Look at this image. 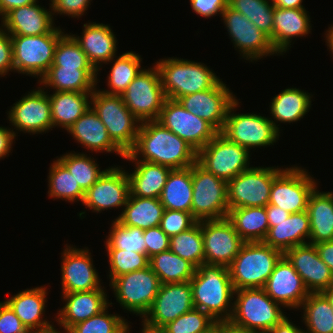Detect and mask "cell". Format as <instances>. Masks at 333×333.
Masks as SVG:
<instances>
[{
  "label": "cell",
  "mask_w": 333,
  "mask_h": 333,
  "mask_svg": "<svg viewBox=\"0 0 333 333\" xmlns=\"http://www.w3.org/2000/svg\"><path fill=\"white\" fill-rule=\"evenodd\" d=\"M125 159L183 169L197 161V152L178 135L153 120L141 122L135 146L124 156Z\"/></svg>",
  "instance_id": "obj_1"
},
{
  "label": "cell",
  "mask_w": 333,
  "mask_h": 333,
  "mask_svg": "<svg viewBox=\"0 0 333 333\" xmlns=\"http://www.w3.org/2000/svg\"><path fill=\"white\" fill-rule=\"evenodd\" d=\"M190 284L194 308L205 312L214 321L230 320L235 290L228 267L202 264L197 267Z\"/></svg>",
  "instance_id": "obj_2"
},
{
  "label": "cell",
  "mask_w": 333,
  "mask_h": 333,
  "mask_svg": "<svg viewBox=\"0 0 333 333\" xmlns=\"http://www.w3.org/2000/svg\"><path fill=\"white\" fill-rule=\"evenodd\" d=\"M155 64L166 98L172 100L211 89L220 80L213 70L201 62L169 57Z\"/></svg>",
  "instance_id": "obj_3"
},
{
  "label": "cell",
  "mask_w": 333,
  "mask_h": 333,
  "mask_svg": "<svg viewBox=\"0 0 333 333\" xmlns=\"http://www.w3.org/2000/svg\"><path fill=\"white\" fill-rule=\"evenodd\" d=\"M282 256L263 241L245 242L228 266L234 290L263 288Z\"/></svg>",
  "instance_id": "obj_4"
},
{
  "label": "cell",
  "mask_w": 333,
  "mask_h": 333,
  "mask_svg": "<svg viewBox=\"0 0 333 333\" xmlns=\"http://www.w3.org/2000/svg\"><path fill=\"white\" fill-rule=\"evenodd\" d=\"M97 89L90 98L91 108L105 125L112 141L127 154L135 146L141 121L126 107L121 95Z\"/></svg>",
  "instance_id": "obj_5"
},
{
  "label": "cell",
  "mask_w": 333,
  "mask_h": 333,
  "mask_svg": "<svg viewBox=\"0 0 333 333\" xmlns=\"http://www.w3.org/2000/svg\"><path fill=\"white\" fill-rule=\"evenodd\" d=\"M280 307L263 288L235 290L230 320L251 332H267L286 317Z\"/></svg>",
  "instance_id": "obj_6"
},
{
  "label": "cell",
  "mask_w": 333,
  "mask_h": 333,
  "mask_svg": "<svg viewBox=\"0 0 333 333\" xmlns=\"http://www.w3.org/2000/svg\"><path fill=\"white\" fill-rule=\"evenodd\" d=\"M65 33L57 28L41 35H10L14 72L37 77L47 73L53 63L55 48Z\"/></svg>",
  "instance_id": "obj_7"
},
{
  "label": "cell",
  "mask_w": 333,
  "mask_h": 333,
  "mask_svg": "<svg viewBox=\"0 0 333 333\" xmlns=\"http://www.w3.org/2000/svg\"><path fill=\"white\" fill-rule=\"evenodd\" d=\"M238 99L230 106L222 134L230 141L244 147L249 152L253 148L274 145L280 132L271 122V118L253 113H235L239 107ZM235 110V112H234Z\"/></svg>",
  "instance_id": "obj_8"
},
{
  "label": "cell",
  "mask_w": 333,
  "mask_h": 333,
  "mask_svg": "<svg viewBox=\"0 0 333 333\" xmlns=\"http://www.w3.org/2000/svg\"><path fill=\"white\" fill-rule=\"evenodd\" d=\"M193 198L191 214L197 220L228 216L227 182L208 172L197 161L191 166Z\"/></svg>",
  "instance_id": "obj_9"
},
{
  "label": "cell",
  "mask_w": 333,
  "mask_h": 333,
  "mask_svg": "<svg viewBox=\"0 0 333 333\" xmlns=\"http://www.w3.org/2000/svg\"><path fill=\"white\" fill-rule=\"evenodd\" d=\"M109 286L123 309L143 318L150 310L161 282L151 267L147 266L114 278Z\"/></svg>",
  "instance_id": "obj_10"
},
{
  "label": "cell",
  "mask_w": 333,
  "mask_h": 333,
  "mask_svg": "<svg viewBox=\"0 0 333 333\" xmlns=\"http://www.w3.org/2000/svg\"><path fill=\"white\" fill-rule=\"evenodd\" d=\"M282 169L254 167L239 173L227 182L229 209L266 207L269 204L272 182Z\"/></svg>",
  "instance_id": "obj_11"
},
{
  "label": "cell",
  "mask_w": 333,
  "mask_h": 333,
  "mask_svg": "<svg viewBox=\"0 0 333 333\" xmlns=\"http://www.w3.org/2000/svg\"><path fill=\"white\" fill-rule=\"evenodd\" d=\"M250 152L219 132L198 153L197 162L218 178L229 182L250 169Z\"/></svg>",
  "instance_id": "obj_12"
},
{
  "label": "cell",
  "mask_w": 333,
  "mask_h": 333,
  "mask_svg": "<svg viewBox=\"0 0 333 333\" xmlns=\"http://www.w3.org/2000/svg\"><path fill=\"white\" fill-rule=\"evenodd\" d=\"M143 69L121 94L126 107L141 121L158 120L167 99L159 70Z\"/></svg>",
  "instance_id": "obj_13"
},
{
  "label": "cell",
  "mask_w": 333,
  "mask_h": 333,
  "mask_svg": "<svg viewBox=\"0 0 333 333\" xmlns=\"http://www.w3.org/2000/svg\"><path fill=\"white\" fill-rule=\"evenodd\" d=\"M302 167H285L272 182L269 204L275 205L288 213L306 211L311 193L317 182Z\"/></svg>",
  "instance_id": "obj_14"
},
{
  "label": "cell",
  "mask_w": 333,
  "mask_h": 333,
  "mask_svg": "<svg viewBox=\"0 0 333 333\" xmlns=\"http://www.w3.org/2000/svg\"><path fill=\"white\" fill-rule=\"evenodd\" d=\"M157 121L182 138L197 153L219 133L210 123L190 113L177 100L168 98Z\"/></svg>",
  "instance_id": "obj_15"
},
{
  "label": "cell",
  "mask_w": 333,
  "mask_h": 333,
  "mask_svg": "<svg viewBox=\"0 0 333 333\" xmlns=\"http://www.w3.org/2000/svg\"><path fill=\"white\" fill-rule=\"evenodd\" d=\"M221 17L234 48L241 52L242 58L253 62L266 56L279 55L273 48L270 38L245 15L227 6Z\"/></svg>",
  "instance_id": "obj_16"
},
{
  "label": "cell",
  "mask_w": 333,
  "mask_h": 333,
  "mask_svg": "<svg viewBox=\"0 0 333 333\" xmlns=\"http://www.w3.org/2000/svg\"><path fill=\"white\" fill-rule=\"evenodd\" d=\"M201 232L205 264L228 267L245 243L227 217L201 220Z\"/></svg>",
  "instance_id": "obj_17"
},
{
  "label": "cell",
  "mask_w": 333,
  "mask_h": 333,
  "mask_svg": "<svg viewBox=\"0 0 333 333\" xmlns=\"http://www.w3.org/2000/svg\"><path fill=\"white\" fill-rule=\"evenodd\" d=\"M37 87L16 101L8 111V120L14 126L12 130L40 134L53 130L51 105L48 91Z\"/></svg>",
  "instance_id": "obj_18"
},
{
  "label": "cell",
  "mask_w": 333,
  "mask_h": 333,
  "mask_svg": "<svg viewBox=\"0 0 333 333\" xmlns=\"http://www.w3.org/2000/svg\"><path fill=\"white\" fill-rule=\"evenodd\" d=\"M237 99L220 79L211 89L199 91L177 99L190 113L210 123L222 132L229 106Z\"/></svg>",
  "instance_id": "obj_19"
},
{
  "label": "cell",
  "mask_w": 333,
  "mask_h": 333,
  "mask_svg": "<svg viewBox=\"0 0 333 333\" xmlns=\"http://www.w3.org/2000/svg\"><path fill=\"white\" fill-rule=\"evenodd\" d=\"M66 245L61 254L62 293L105 289L101 286L96 267L94 268L90 250Z\"/></svg>",
  "instance_id": "obj_20"
},
{
  "label": "cell",
  "mask_w": 333,
  "mask_h": 333,
  "mask_svg": "<svg viewBox=\"0 0 333 333\" xmlns=\"http://www.w3.org/2000/svg\"><path fill=\"white\" fill-rule=\"evenodd\" d=\"M122 169L115 165L106 168L97 182L85 192L82 204L98 213L112 208H124L130 190L127 171Z\"/></svg>",
  "instance_id": "obj_21"
},
{
  "label": "cell",
  "mask_w": 333,
  "mask_h": 333,
  "mask_svg": "<svg viewBox=\"0 0 333 333\" xmlns=\"http://www.w3.org/2000/svg\"><path fill=\"white\" fill-rule=\"evenodd\" d=\"M194 308L190 281L161 284L150 310L143 319L164 327Z\"/></svg>",
  "instance_id": "obj_22"
},
{
  "label": "cell",
  "mask_w": 333,
  "mask_h": 333,
  "mask_svg": "<svg viewBox=\"0 0 333 333\" xmlns=\"http://www.w3.org/2000/svg\"><path fill=\"white\" fill-rule=\"evenodd\" d=\"M263 289L273 301L290 310L300 309L309 295L301 276L284 255L277 262Z\"/></svg>",
  "instance_id": "obj_23"
},
{
  "label": "cell",
  "mask_w": 333,
  "mask_h": 333,
  "mask_svg": "<svg viewBox=\"0 0 333 333\" xmlns=\"http://www.w3.org/2000/svg\"><path fill=\"white\" fill-rule=\"evenodd\" d=\"M283 255L301 276L309 293H320L333 284V274L321 260L314 244L295 246L286 250Z\"/></svg>",
  "instance_id": "obj_24"
},
{
  "label": "cell",
  "mask_w": 333,
  "mask_h": 333,
  "mask_svg": "<svg viewBox=\"0 0 333 333\" xmlns=\"http://www.w3.org/2000/svg\"><path fill=\"white\" fill-rule=\"evenodd\" d=\"M35 2L27 6L14 8L1 18V26L9 35H41L53 33L55 27L51 3L50 9ZM51 10V11H49Z\"/></svg>",
  "instance_id": "obj_25"
},
{
  "label": "cell",
  "mask_w": 333,
  "mask_h": 333,
  "mask_svg": "<svg viewBox=\"0 0 333 333\" xmlns=\"http://www.w3.org/2000/svg\"><path fill=\"white\" fill-rule=\"evenodd\" d=\"M62 297L65 304L55 318L64 331L99 314L110 304L104 289L62 293Z\"/></svg>",
  "instance_id": "obj_26"
},
{
  "label": "cell",
  "mask_w": 333,
  "mask_h": 333,
  "mask_svg": "<svg viewBox=\"0 0 333 333\" xmlns=\"http://www.w3.org/2000/svg\"><path fill=\"white\" fill-rule=\"evenodd\" d=\"M47 291L45 285L37 286L20 291L4 301L31 333H44L55 328L54 324H50L52 321L43 317Z\"/></svg>",
  "instance_id": "obj_27"
},
{
  "label": "cell",
  "mask_w": 333,
  "mask_h": 333,
  "mask_svg": "<svg viewBox=\"0 0 333 333\" xmlns=\"http://www.w3.org/2000/svg\"><path fill=\"white\" fill-rule=\"evenodd\" d=\"M83 27L81 37L75 34L71 35L79 43L93 67L99 72L102 64L106 63L107 65V62L116 57L118 40L108 24L90 22L84 24Z\"/></svg>",
  "instance_id": "obj_28"
},
{
  "label": "cell",
  "mask_w": 333,
  "mask_h": 333,
  "mask_svg": "<svg viewBox=\"0 0 333 333\" xmlns=\"http://www.w3.org/2000/svg\"><path fill=\"white\" fill-rule=\"evenodd\" d=\"M305 8L291 9L274 6L273 40L271 44L279 55L289 50L293 38L311 33L310 16Z\"/></svg>",
  "instance_id": "obj_29"
},
{
  "label": "cell",
  "mask_w": 333,
  "mask_h": 333,
  "mask_svg": "<svg viewBox=\"0 0 333 333\" xmlns=\"http://www.w3.org/2000/svg\"><path fill=\"white\" fill-rule=\"evenodd\" d=\"M67 132L88 151L115 152L122 158L126 155L112 141L105 125L91 107L67 129Z\"/></svg>",
  "instance_id": "obj_30"
},
{
  "label": "cell",
  "mask_w": 333,
  "mask_h": 333,
  "mask_svg": "<svg viewBox=\"0 0 333 333\" xmlns=\"http://www.w3.org/2000/svg\"><path fill=\"white\" fill-rule=\"evenodd\" d=\"M309 238L310 219L307 211H303L292 213L281 222H274V227H269L263 242L284 253L290 248L309 243Z\"/></svg>",
  "instance_id": "obj_31"
},
{
  "label": "cell",
  "mask_w": 333,
  "mask_h": 333,
  "mask_svg": "<svg viewBox=\"0 0 333 333\" xmlns=\"http://www.w3.org/2000/svg\"><path fill=\"white\" fill-rule=\"evenodd\" d=\"M98 74L95 68L50 67L38 82L43 88H53L55 92H93Z\"/></svg>",
  "instance_id": "obj_32"
},
{
  "label": "cell",
  "mask_w": 333,
  "mask_h": 333,
  "mask_svg": "<svg viewBox=\"0 0 333 333\" xmlns=\"http://www.w3.org/2000/svg\"><path fill=\"white\" fill-rule=\"evenodd\" d=\"M128 161L135 162L134 171L130 174L127 172L130 195L159 198L172 169L142 160Z\"/></svg>",
  "instance_id": "obj_33"
},
{
  "label": "cell",
  "mask_w": 333,
  "mask_h": 333,
  "mask_svg": "<svg viewBox=\"0 0 333 333\" xmlns=\"http://www.w3.org/2000/svg\"><path fill=\"white\" fill-rule=\"evenodd\" d=\"M311 193L307 213L310 219V244L333 241V192Z\"/></svg>",
  "instance_id": "obj_34"
},
{
  "label": "cell",
  "mask_w": 333,
  "mask_h": 333,
  "mask_svg": "<svg viewBox=\"0 0 333 333\" xmlns=\"http://www.w3.org/2000/svg\"><path fill=\"white\" fill-rule=\"evenodd\" d=\"M48 96L54 128L67 130L91 107L92 92L53 91Z\"/></svg>",
  "instance_id": "obj_35"
},
{
  "label": "cell",
  "mask_w": 333,
  "mask_h": 333,
  "mask_svg": "<svg viewBox=\"0 0 333 333\" xmlns=\"http://www.w3.org/2000/svg\"><path fill=\"white\" fill-rule=\"evenodd\" d=\"M313 95L299 88H286L271 101V122L280 131V123H293L301 120L310 110ZM277 122V123H276Z\"/></svg>",
  "instance_id": "obj_36"
},
{
  "label": "cell",
  "mask_w": 333,
  "mask_h": 333,
  "mask_svg": "<svg viewBox=\"0 0 333 333\" xmlns=\"http://www.w3.org/2000/svg\"><path fill=\"white\" fill-rule=\"evenodd\" d=\"M164 211L165 207L159 198H143L129 194L123 211L116 219L124 226L146 230L159 226Z\"/></svg>",
  "instance_id": "obj_37"
},
{
  "label": "cell",
  "mask_w": 333,
  "mask_h": 333,
  "mask_svg": "<svg viewBox=\"0 0 333 333\" xmlns=\"http://www.w3.org/2000/svg\"><path fill=\"white\" fill-rule=\"evenodd\" d=\"M193 185L191 167L172 169L159 197L165 209L191 213Z\"/></svg>",
  "instance_id": "obj_38"
},
{
  "label": "cell",
  "mask_w": 333,
  "mask_h": 333,
  "mask_svg": "<svg viewBox=\"0 0 333 333\" xmlns=\"http://www.w3.org/2000/svg\"><path fill=\"white\" fill-rule=\"evenodd\" d=\"M227 218L245 242L263 241L269 230L265 207L229 209Z\"/></svg>",
  "instance_id": "obj_39"
},
{
  "label": "cell",
  "mask_w": 333,
  "mask_h": 333,
  "mask_svg": "<svg viewBox=\"0 0 333 333\" xmlns=\"http://www.w3.org/2000/svg\"><path fill=\"white\" fill-rule=\"evenodd\" d=\"M149 266L158 276L161 284L188 282L197 269L170 249L149 258Z\"/></svg>",
  "instance_id": "obj_40"
},
{
  "label": "cell",
  "mask_w": 333,
  "mask_h": 333,
  "mask_svg": "<svg viewBox=\"0 0 333 333\" xmlns=\"http://www.w3.org/2000/svg\"><path fill=\"white\" fill-rule=\"evenodd\" d=\"M300 308L307 328L304 333H333V309L321 292L309 293Z\"/></svg>",
  "instance_id": "obj_41"
},
{
  "label": "cell",
  "mask_w": 333,
  "mask_h": 333,
  "mask_svg": "<svg viewBox=\"0 0 333 333\" xmlns=\"http://www.w3.org/2000/svg\"><path fill=\"white\" fill-rule=\"evenodd\" d=\"M113 63L108 74V88L102 92L107 94L121 95L135 77L143 70L141 67L142 58L138 53L126 51L117 59L112 58L108 63Z\"/></svg>",
  "instance_id": "obj_42"
},
{
  "label": "cell",
  "mask_w": 333,
  "mask_h": 333,
  "mask_svg": "<svg viewBox=\"0 0 333 333\" xmlns=\"http://www.w3.org/2000/svg\"><path fill=\"white\" fill-rule=\"evenodd\" d=\"M169 249L181 258L192 263L196 268L205 264L201 221H197L188 230L170 237Z\"/></svg>",
  "instance_id": "obj_43"
},
{
  "label": "cell",
  "mask_w": 333,
  "mask_h": 333,
  "mask_svg": "<svg viewBox=\"0 0 333 333\" xmlns=\"http://www.w3.org/2000/svg\"><path fill=\"white\" fill-rule=\"evenodd\" d=\"M48 196L68 202H83L85 192L76 184L67 168L58 160L50 165L48 173Z\"/></svg>",
  "instance_id": "obj_44"
},
{
  "label": "cell",
  "mask_w": 333,
  "mask_h": 333,
  "mask_svg": "<svg viewBox=\"0 0 333 333\" xmlns=\"http://www.w3.org/2000/svg\"><path fill=\"white\" fill-rule=\"evenodd\" d=\"M57 159L67 168L84 192L90 189L106 170L101 171L96 160L86 153H66Z\"/></svg>",
  "instance_id": "obj_45"
},
{
  "label": "cell",
  "mask_w": 333,
  "mask_h": 333,
  "mask_svg": "<svg viewBox=\"0 0 333 333\" xmlns=\"http://www.w3.org/2000/svg\"><path fill=\"white\" fill-rule=\"evenodd\" d=\"M228 6L254 23L273 40L274 5L272 0H228Z\"/></svg>",
  "instance_id": "obj_46"
},
{
  "label": "cell",
  "mask_w": 333,
  "mask_h": 333,
  "mask_svg": "<svg viewBox=\"0 0 333 333\" xmlns=\"http://www.w3.org/2000/svg\"><path fill=\"white\" fill-rule=\"evenodd\" d=\"M112 302L99 314L71 327L68 333H130L129 323L118 314H109L108 308Z\"/></svg>",
  "instance_id": "obj_47"
},
{
  "label": "cell",
  "mask_w": 333,
  "mask_h": 333,
  "mask_svg": "<svg viewBox=\"0 0 333 333\" xmlns=\"http://www.w3.org/2000/svg\"><path fill=\"white\" fill-rule=\"evenodd\" d=\"M112 222L110 234L105 242L106 249H120L146 254L144 230L124 226L117 219L112 220Z\"/></svg>",
  "instance_id": "obj_48"
},
{
  "label": "cell",
  "mask_w": 333,
  "mask_h": 333,
  "mask_svg": "<svg viewBox=\"0 0 333 333\" xmlns=\"http://www.w3.org/2000/svg\"><path fill=\"white\" fill-rule=\"evenodd\" d=\"M50 67L94 68L71 33H65L59 39Z\"/></svg>",
  "instance_id": "obj_49"
},
{
  "label": "cell",
  "mask_w": 333,
  "mask_h": 333,
  "mask_svg": "<svg viewBox=\"0 0 333 333\" xmlns=\"http://www.w3.org/2000/svg\"><path fill=\"white\" fill-rule=\"evenodd\" d=\"M106 251L110 267V282L122 274L142 270L149 266V258L146 254L120 249H106Z\"/></svg>",
  "instance_id": "obj_50"
},
{
  "label": "cell",
  "mask_w": 333,
  "mask_h": 333,
  "mask_svg": "<svg viewBox=\"0 0 333 333\" xmlns=\"http://www.w3.org/2000/svg\"><path fill=\"white\" fill-rule=\"evenodd\" d=\"M215 321L205 312L193 308L164 326L167 333H207Z\"/></svg>",
  "instance_id": "obj_51"
},
{
  "label": "cell",
  "mask_w": 333,
  "mask_h": 333,
  "mask_svg": "<svg viewBox=\"0 0 333 333\" xmlns=\"http://www.w3.org/2000/svg\"><path fill=\"white\" fill-rule=\"evenodd\" d=\"M196 222L189 212L165 209L159 227L168 237H172L188 230Z\"/></svg>",
  "instance_id": "obj_52"
},
{
  "label": "cell",
  "mask_w": 333,
  "mask_h": 333,
  "mask_svg": "<svg viewBox=\"0 0 333 333\" xmlns=\"http://www.w3.org/2000/svg\"><path fill=\"white\" fill-rule=\"evenodd\" d=\"M144 239L148 258L167 251L170 248V237L159 226L144 230Z\"/></svg>",
  "instance_id": "obj_53"
},
{
  "label": "cell",
  "mask_w": 333,
  "mask_h": 333,
  "mask_svg": "<svg viewBox=\"0 0 333 333\" xmlns=\"http://www.w3.org/2000/svg\"><path fill=\"white\" fill-rule=\"evenodd\" d=\"M91 0H50L53 16L68 15L71 18H79L88 10Z\"/></svg>",
  "instance_id": "obj_54"
},
{
  "label": "cell",
  "mask_w": 333,
  "mask_h": 333,
  "mask_svg": "<svg viewBox=\"0 0 333 333\" xmlns=\"http://www.w3.org/2000/svg\"><path fill=\"white\" fill-rule=\"evenodd\" d=\"M0 333H31L4 301L0 302Z\"/></svg>",
  "instance_id": "obj_55"
},
{
  "label": "cell",
  "mask_w": 333,
  "mask_h": 333,
  "mask_svg": "<svg viewBox=\"0 0 333 333\" xmlns=\"http://www.w3.org/2000/svg\"><path fill=\"white\" fill-rule=\"evenodd\" d=\"M14 72L12 41L10 35L0 26V77Z\"/></svg>",
  "instance_id": "obj_56"
},
{
  "label": "cell",
  "mask_w": 333,
  "mask_h": 333,
  "mask_svg": "<svg viewBox=\"0 0 333 333\" xmlns=\"http://www.w3.org/2000/svg\"><path fill=\"white\" fill-rule=\"evenodd\" d=\"M192 10L202 17L211 18L222 12L228 6V0H190Z\"/></svg>",
  "instance_id": "obj_57"
},
{
  "label": "cell",
  "mask_w": 333,
  "mask_h": 333,
  "mask_svg": "<svg viewBox=\"0 0 333 333\" xmlns=\"http://www.w3.org/2000/svg\"><path fill=\"white\" fill-rule=\"evenodd\" d=\"M16 133L11 128L0 126V159H3L11 152Z\"/></svg>",
  "instance_id": "obj_58"
},
{
  "label": "cell",
  "mask_w": 333,
  "mask_h": 333,
  "mask_svg": "<svg viewBox=\"0 0 333 333\" xmlns=\"http://www.w3.org/2000/svg\"><path fill=\"white\" fill-rule=\"evenodd\" d=\"M321 260L329 267L333 274V241L315 244Z\"/></svg>",
  "instance_id": "obj_59"
},
{
  "label": "cell",
  "mask_w": 333,
  "mask_h": 333,
  "mask_svg": "<svg viewBox=\"0 0 333 333\" xmlns=\"http://www.w3.org/2000/svg\"><path fill=\"white\" fill-rule=\"evenodd\" d=\"M265 209L269 227H274V222H281L291 215L287 211H284L283 209L271 204H268Z\"/></svg>",
  "instance_id": "obj_60"
},
{
  "label": "cell",
  "mask_w": 333,
  "mask_h": 333,
  "mask_svg": "<svg viewBox=\"0 0 333 333\" xmlns=\"http://www.w3.org/2000/svg\"><path fill=\"white\" fill-rule=\"evenodd\" d=\"M268 333H304L300 326L292 323L286 316L279 324L275 325Z\"/></svg>",
  "instance_id": "obj_61"
},
{
  "label": "cell",
  "mask_w": 333,
  "mask_h": 333,
  "mask_svg": "<svg viewBox=\"0 0 333 333\" xmlns=\"http://www.w3.org/2000/svg\"><path fill=\"white\" fill-rule=\"evenodd\" d=\"M39 2L37 0H0V16H4L10 10Z\"/></svg>",
  "instance_id": "obj_62"
},
{
  "label": "cell",
  "mask_w": 333,
  "mask_h": 333,
  "mask_svg": "<svg viewBox=\"0 0 333 333\" xmlns=\"http://www.w3.org/2000/svg\"><path fill=\"white\" fill-rule=\"evenodd\" d=\"M218 333H252L243 326L233 323L231 320L218 321Z\"/></svg>",
  "instance_id": "obj_63"
},
{
  "label": "cell",
  "mask_w": 333,
  "mask_h": 333,
  "mask_svg": "<svg viewBox=\"0 0 333 333\" xmlns=\"http://www.w3.org/2000/svg\"><path fill=\"white\" fill-rule=\"evenodd\" d=\"M273 5L279 8L300 9L305 8L302 5L303 0H272Z\"/></svg>",
  "instance_id": "obj_64"
},
{
  "label": "cell",
  "mask_w": 333,
  "mask_h": 333,
  "mask_svg": "<svg viewBox=\"0 0 333 333\" xmlns=\"http://www.w3.org/2000/svg\"><path fill=\"white\" fill-rule=\"evenodd\" d=\"M142 330L140 333H167L166 329L162 326H156L148 323L145 319H142Z\"/></svg>",
  "instance_id": "obj_65"
},
{
  "label": "cell",
  "mask_w": 333,
  "mask_h": 333,
  "mask_svg": "<svg viewBox=\"0 0 333 333\" xmlns=\"http://www.w3.org/2000/svg\"><path fill=\"white\" fill-rule=\"evenodd\" d=\"M326 33L325 40L327 43V47H329V51H331V53L333 54V24L328 28V30H326Z\"/></svg>",
  "instance_id": "obj_66"
},
{
  "label": "cell",
  "mask_w": 333,
  "mask_h": 333,
  "mask_svg": "<svg viewBox=\"0 0 333 333\" xmlns=\"http://www.w3.org/2000/svg\"><path fill=\"white\" fill-rule=\"evenodd\" d=\"M329 301L333 309V284L321 292Z\"/></svg>",
  "instance_id": "obj_67"
},
{
  "label": "cell",
  "mask_w": 333,
  "mask_h": 333,
  "mask_svg": "<svg viewBox=\"0 0 333 333\" xmlns=\"http://www.w3.org/2000/svg\"><path fill=\"white\" fill-rule=\"evenodd\" d=\"M207 333H218V321H215L213 328H211Z\"/></svg>",
  "instance_id": "obj_68"
},
{
  "label": "cell",
  "mask_w": 333,
  "mask_h": 333,
  "mask_svg": "<svg viewBox=\"0 0 333 333\" xmlns=\"http://www.w3.org/2000/svg\"><path fill=\"white\" fill-rule=\"evenodd\" d=\"M64 333H68L67 331H63ZM62 331L60 332V331H58V328L56 329V328H54V329H52V330H49V331H46V332H44V333H63Z\"/></svg>",
  "instance_id": "obj_69"
},
{
  "label": "cell",
  "mask_w": 333,
  "mask_h": 333,
  "mask_svg": "<svg viewBox=\"0 0 333 333\" xmlns=\"http://www.w3.org/2000/svg\"><path fill=\"white\" fill-rule=\"evenodd\" d=\"M252 333H268V332H252Z\"/></svg>",
  "instance_id": "obj_70"
}]
</instances>
